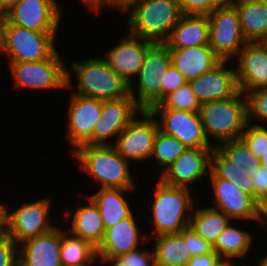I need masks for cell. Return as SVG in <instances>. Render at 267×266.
<instances>
[{
    "instance_id": "6da1fadb",
    "label": "cell",
    "mask_w": 267,
    "mask_h": 266,
    "mask_svg": "<svg viewBox=\"0 0 267 266\" xmlns=\"http://www.w3.org/2000/svg\"><path fill=\"white\" fill-rule=\"evenodd\" d=\"M119 12L128 16V33L161 43L184 15L176 0H132Z\"/></svg>"
},
{
    "instance_id": "7a4b0ae2",
    "label": "cell",
    "mask_w": 267,
    "mask_h": 266,
    "mask_svg": "<svg viewBox=\"0 0 267 266\" xmlns=\"http://www.w3.org/2000/svg\"><path fill=\"white\" fill-rule=\"evenodd\" d=\"M151 198L150 218L151 233H146L147 238H153L164 234H179L189 226L192 211L195 205V197L188 188L169 186L160 179L156 182ZM195 203V204H194Z\"/></svg>"
},
{
    "instance_id": "3957f363",
    "label": "cell",
    "mask_w": 267,
    "mask_h": 266,
    "mask_svg": "<svg viewBox=\"0 0 267 266\" xmlns=\"http://www.w3.org/2000/svg\"><path fill=\"white\" fill-rule=\"evenodd\" d=\"M82 170L100 188L136 189L131 163L125 160L112 145H81L71 154Z\"/></svg>"
},
{
    "instance_id": "277c9868",
    "label": "cell",
    "mask_w": 267,
    "mask_h": 266,
    "mask_svg": "<svg viewBox=\"0 0 267 266\" xmlns=\"http://www.w3.org/2000/svg\"><path fill=\"white\" fill-rule=\"evenodd\" d=\"M199 114L209 142L217 140L214 146L239 139L248 123L245 94L238 91L231 98L204 103Z\"/></svg>"
},
{
    "instance_id": "5b68a950",
    "label": "cell",
    "mask_w": 267,
    "mask_h": 266,
    "mask_svg": "<svg viewBox=\"0 0 267 266\" xmlns=\"http://www.w3.org/2000/svg\"><path fill=\"white\" fill-rule=\"evenodd\" d=\"M77 91L73 94L100 100H116L130 96V84L117 75L103 57H89L71 64Z\"/></svg>"
},
{
    "instance_id": "8992f818",
    "label": "cell",
    "mask_w": 267,
    "mask_h": 266,
    "mask_svg": "<svg viewBox=\"0 0 267 266\" xmlns=\"http://www.w3.org/2000/svg\"><path fill=\"white\" fill-rule=\"evenodd\" d=\"M16 89L73 90L69 67L56 50L49 58L37 62H7ZM72 87V88H71Z\"/></svg>"
},
{
    "instance_id": "52a82bcc",
    "label": "cell",
    "mask_w": 267,
    "mask_h": 266,
    "mask_svg": "<svg viewBox=\"0 0 267 266\" xmlns=\"http://www.w3.org/2000/svg\"><path fill=\"white\" fill-rule=\"evenodd\" d=\"M52 199V196H44L39 200L24 202L12 211L3 204L2 230L16 244L49 232L57 226L50 220Z\"/></svg>"
},
{
    "instance_id": "ba28073f",
    "label": "cell",
    "mask_w": 267,
    "mask_h": 266,
    "mask_svg": "<svg viewBox=\"0 0 267 266\" xmlns=\"http://www.w3.org/2000/svg\"><path fill=\"white\" fill-rule=\"evenodd\" d=\"M57 32H39L11 24H4L0 55L7 62H37L49 58L57 50Z\"/></svg>"
},
{
    "instance_id": "9c48e42d",
    "label": "cell",
    "mask_w": 267,
    "mask_h": 266,
    "mask_svg": "<svg viewBox=\"0 0 267 266\" xmlns=\"http://www.w3.org/2000/svg\"><path fill=\"white\" fill-rule=\"evenodd\" d=\"M170 65L169 47L155 42L147 50L142 67L130 84V95L142 109L149 110L161 101V80Z\"/></svg>"
},
{
    "instance_id": "30bf717a",
    "label": "cell",
    "mask_w": 267,
    "mask_h": 266,
    "mask_svg": "<svg viewBox=\"0 0 267 266\" xmlns=\"http://www.w3.org/2000/svg\"><path fill=\"white\" fill-rule=\"evenodd\" d=\"M210 27L209 46L222 61H233L247 41L244 39L239 13L227 0L207 15Z\"/></svg>"
},
{
    "instance_id": "8fae6325",
    "label": "cell",
    "mask_w": 267,
    "mask_h": 266,
    "mask_svg": "<svg viewBox=\"0 0 267 266\" xmlns=\"http://www.w3.org/2000/svg\"><path fill=\"white\" fill-rule=\"evenodd\" d=\"M137 116L116 140H113L112 145L125 160L131 163L151 160L154 140L159 130L157 120L150 110L142 109Z\"/></svg>"
},
{
    "instance_id": "7c38bea8",
    "label": "cell",
    "mask_w": 267,
    "mask_h": 266,
    "mask_svg": "<svg viewBox=\"0 0 267 266\" xmlns=\"http://www.w3.org/2000/svg\"><path fill=\"white\" fill-rule=\"evenodd\" d=\"M209 179L213 188V200L210 207L222 211L232 221H246L244 224L253 221L254 225H260L261 205L250 195L239 189L232 181L217 178L211 171Z\"/></svg>"
},
{
    "instance_id": "4fadbf2b",
    "label": "cell",
    "mask_w": 267,
    "mask_h": 266,
    "mask_svg": "<svg viewBox=\"0 0 267 266\" xmlns=\"http://www.w3.org/2000/svg\"><path fill=\"white\" fill-rule=\"evenodd\" d=\"M155 116L159 130L174 136L187 148L215 147L209 142L199 112L174 109H149Z\"/></svg>"
},
{
    "instance_id": "5bb4252c",
    "label": "cell",
    "mask_w": 267,
    "mask_h": 266,
    "mask_svg": "<svg viewBox=\"0 0 267 266\" xmlns=\"http://www.w3.org/2000/svg\"><path fill=\"white\" fill-rule=\"evenodd\" d=\"M58 0H19L7 13V20L16 26L39 32H57L64 7Z\"/></svg>"
},
{
    "instance_id": "9a60e30c",
    "label": "cell",
    "mask_w": 267,
    "mask_h": 266,
    "mask_svg": "<svg viewBox=\"0 0 267 266\" xmlns=\"http://www.w3.org/2000/svg\"><path fill=\"white\" fill-rule=\"evenodd\" d=\"M70 94L66 138L72 146L71 153L81 145H93V130L101 116L103 100Z\"/></svg>"
},
{
    "instance_id": "2e32d148",
    "label": "cell",
    "mask_w": 267,
    "mask_h": 266,
    "mask_svg": "<svg viewBox=\"0 0 267 266\" xmlns=\"http://www.w3.org/2000/svg\"><path fill=\"white\" fill-rule=\"evenodd\" d=\"M214 147L186 148L185 151L159 175L163 183L192 189L210 172V155ZM191 186V187H190Z\"/></svg>"
},
{
    "instance_id": "e0dca14e",
    "label": "cell",
    "mask_w": 267,
    "mask_h": 266,
    "mask_svg": "<svg viewBox=\"0 0 267 266\" xmlns=\"http://www.w3.org/2000/svg\"><path fill=\"white\" fill-rule=\"evenodd\" d=\"M141 110L131 95L103 101L101 116L93 130V145H113L112 138L116 140Z\"/></svg>"
},
{
    "instance_id": "ac0fdd59",
    "label": "cell",
    "mask_w": 267,
    "mask_h": 266,
    "mask_svg": "<svg viewBox=\"0 0 267 266\" xmlns=\"http://www.w3.org/2000/svg\"><path fill=\"white\" fill-rule=\"evenodd\" d=\"M126 32V33H125ZM117 45L108 48L103 59L110 68L129 84L135 80L144 61L147 50L155 43L124 31Z\"/></svg>"
},
{
    "instance_id": "d6986e66",
    "label": "cell",
    "mask_w": 267,
    "mask_h": 266,
    "mask_svg": "<svg viewBox=\"0 0 267 266\" xmlns=\"http://www.w3.org/2000/svg\"><path fill=\"white\" fill-rule=\"evenodd\" d=\"M137 212L136 215L133 213L130 217L105 230L104 238L97 248L99 259L114 260L124 253L139 248L148 240L147 235L139 227L141 225H138Z\"/></svg>"
},
{
    "instance_id": "ffe728a7",
    "label": "cell",
    "mask_w": 267,
    "mask_h": 266,
    "mask_svg": "<svg viewBox=\"0 0 267 266\" xmlns=\"http://www.w3.org/2000/svg\"><path fill=\"white\" fill-rule=\"evenodd\" d=\"M234 59L239 91L267 88V49L262 42H247Z\"/></svg>"
},
{
    "instance_id": "44dd1931",
    "label": "cell",
    "mask_w": 267,
    "mask_h": 266,
    "mask_svg": "<svg viewBox=\"0 0 267 266\" xmlns=\"http://www.w3.org/2000/svg\"><path fill=\"white\" fill-rule=\"evenodd\" d=\"M227 64L229 61H221L212 70L188 81L201 105L231 98L239 91L235 67Z\"/></svg>"
},
{
    "instance_id": "7402d4cb",
    "label": "cell",
    "mask_w": 267,
    "mask_h": 266,
    "mask_svg": "<svg viewBox=\"0 0 267 266\" xmlns=\"http://www.w3.org/2000/svg\"><path fill=\"white\" fill-rule=\"evenodd\" d=\"M18 244V266H62L63 227Z\"/></svg>"
},
{
    "instance_id": "603a6c76",
    "label": "cell",
    "mask_w": 267,
    "mask_h": 266,
    "mask_svg": "<svg viewBox=\"0 0 267 266\" xmlns=\"http://www.w3.org/2000/svg\"><path fill=\"white\" fill-rule=\"evenodd\" d=\"M85 198L87 204L84 203V205L76 206L73 214L71 210H67L68 207H65L66 211H64L63 215L66 222L64 223H67V225L71 223L69 224L70 227L68 226L66 228L71 234L84 239L95 248H98L105 234L102 216L93 200L88 195ZM70 217H72V219Z\"/></svg>"
},
{
    "instance_id": "cb8c5ba5",
    "label": "cell",
    "mask_w": 267,
    "mask_h": 266,
    "mask_svg": "<svg viewBox=\"0 0 267 266\" xmlns=\"http://www.w3.org/2000/svg\"><path fill=\"white\" fill-rule=\"evenodd\" d=\"M171 64L187 81L212 70L222 60L209 45L169 49Z\"/></svg>"
},
{
    "instance_id": "d4e9b609",
    "label": "cell",
    "mask_w": 267,
    "mask_h": 266,
    "mask_svg": "<svg viewBox=\"0 0 267 266\" xmlns=\"http://www.w3.org/2000/svg\"><path fill=\"white\" fill-rule=\"evenodd\" d=\"M164 43L169 49L209 45L210 27L207 15L184 14Z\"/></svg>"
},
{
    "instance_id": "484cf974",
    "label": "cell",
    "mask_w": 267,
    "mask_h": 266,
    "mask_svg": "<svg viewBox=\"0 0 267 266\" xmlns=\"http://www.w3.org/2000/svg\"><path fill=\"white\" fill-rule=\"evenodd\" d=\"M132 190L135 189L99 188L89 196L99 208L105 230L136 213L129 199L124 197L125 193Z\"/></svg>"
},
{
    "instance_id": "4316f807",
    "label": "cell",
    "mask_w": 267,
    "mask_h": 266,
    "mask_svg": "<svg viewBox=\"0 0 267 266\" xmlns=\"http://www.w3.org/2000/svg\"><path fill=\"white\" fill-rule=\"evenodd\" d=\"M236 7L240 27L247 42H262L267 38V3L230 0Z\"/></svg>"
},
{
    "instance_id": "83f0119b",
    "label": "cell",
    "mask_w": 267,
    "mask_h": 266,
    "mask_svg": "<svg viewBox=\"0 0 267 266\" xmlns=\"http://www.w3.org/2000/svg\"><path fill=\"white\" fill-rule=\"evenodd\" d=\"M229 224L228 227L218 236L213 246V250L223 259L227 261H242L246 255L250 253L253 244V234L250 231L242 230L244 225L242 222L240 227ZM240 258V259H239Z\"/></svg>"
},
{
    "instance_id": "f1b7e54d",
    "label": "cell",
    "mask_w": 267,
    "mask_h": 266,
    "mask_svg": "<svg viewBox=\"0 0 267 266\" xmlns=\"http://www.w3.org/2000/svg\"><path fill=\"white\" fill-rule=\"evenodd\" d=\"M232 220L222 211L213 207H197L194 206L189 228L196 234L214 246L218 236L224 231Z\"/></svg>"
},
{
    "instance_id": "f546056e",
    "label": "cell",
    "mask_w": 267,
    "mask_h": 266,
    "mask_svg": "<svg viewBox=\"0 0 267 266\" xmlns=\"http://www.w3.org/2000/svg\"><path fill=\"white\" fill-rule=\"evenodd\" d=\"M150 239L153 241L151 245L156 265L187 266L191 256L187 244L179 234H164Z\"/></svg>"
},
{
    "instance_id": "4dcf8cb0",
    "label": "cell",
    "mask_w": 267,
    "mask_h": 266,
    "mask_svg": "<svg viewBox=\"0 0 267 266\" xmlns=\"http://www.w3.org/2000/svg\"><path fill=\"white\" fill-rule=\"evenodd\" d=\"M64 225L61 246L62 266H88L98 259L97 248L91 243L71 234Z\"/></svg>"
},
{
    "instance_id": "1f68e13d",
    "label": "cell",
    "mask_w": 267,
    "mask_h": 266,
    "mask_svg": "<svg viewBox=\"0 0 267 266\" xmlns=\"http://www.w3.org/2000/svg\"><path fill=\"white\" fill-rule=\"evenodd\" d=\"M210 171L217 177L232 181L244 193L255 199L253 179L242 175V167L233 165L215 147L210 155Z\"/></svg>"
},
{
    "instance_id": "d6a6232c",
    "label": "cell",
    "mask_w": 267,
    "mask_h": 266,
    "mask_svg": "<svg viewBox=\"0 0 267 266\" xmlns=\"http://www.w3.org/2000/svg\"><path fill=\"white\" fill-rule=\"evenodd\" d=\"M187 147L174 136H169L158 130L154 140L153 152L151 156L159 164L161 173L165 171L186 149Z\"/></svg>"
},
{
    "instance_id": "836d02e7",
    "label": "cell",
    "mask_w": 267,
    "mask_h": 266,
    "mask_svg": "<svg viewBox=\"0 0 267 266\" xmlns=\"http://www.w3.org/2000/svg\"><path fill=\"white\" fill-rule=\"evenodd\" d=\"M215 148L233 165L244 169L261 167L259 159L241 138L222 142Z\"/></svg>"
},
{
    "instance_id": "e575fe53",
    "label": "cell",
    "mask_w": 267,
    "mask_h": 266,
    "mask_svg": "<svg viewBox=\"0 0 267 266\" xmlns=\"http://www.w3.org/2000/svg\"><path fill=\"white\" fill-rule=\"evenodd\" d=\"M201 104L197 100L189 82L174 92L165 96L158 104L150 109H174L189 112H199Z\"/></svg>"
},
{
    "instance_id": "d590c367",
    "label": "cell",
    "mask_w": 267,
    "mask_h": 266,
    "mask_svg": "<svg viewBox=\"0 0 267 266\" xmlns=\"http://www.w3.org/2000/svg\"><path fill=\"white\" fill-rule=\"evenodd\" d=\"M245 97L248 122L258 126H267V88L248 91Z\"/></svg>"
},
{
    "instance_id": "8d00e7d4",
    "label": "cell",
    "mask_w": 267,
    "mask_h": 266,
    "mask_svg": "<svg viewBox=\"0 0 267 266\" xmlns=\"http://www.w3.org/2000/svg\"><path fill=\"white\" fill-rule=\"evenodd\" d=\"M240 138L258 159L267 152V126L248 122Z\"/></svg>"
},
{
    "instance_id": "74e56055",
    "label": "cell",
    "mask_w": 267,
    "mask_h": 266,
    "mask_svg": "<svg viewBox=\"0 0 267 266\" xmlns=\"http://www.w3.org/2000/svg\"><path fill=\"white\" fill-rule=\"evenodd\" d=\"M150 240L148 239L143 246H140L137 249L131 250L127 253H124L118 257H116L114 260L120 265V266H156L155 262V256L152 245V250L149 249V247L146 249V246Z\"/></svg>"
},
{
    "instance_id": "f35d334b",
    "label": "cell",
    "mask_w": 267,
    "mask_h": 266,
    "mask_svg": "<svg viewBox=\"0 0 267 266\" xmlns=\"http://www.w3.org/2000/svg\"><path fill=\"white\" fill-rule=\"evenodd\" d=\"M242 175L251 177L255 187V200L262 205L267 200V168H242Z\"/></svg>"
},
{
    "instance_id": "ab89813d",
    "label": "cell",
    "mask_w": 267,
    "mask_h": 266,
    "mask_svg": "<svg viewBox=\"0 0 267 266\" xmlns=\"http://www.w3.org/2000/svg\"><path fill=\"white\" fill-rule=\"evenodd\" d=\"M183 14L208 15L227 0H176Z\"/></svg>"
},
{
    "instance_id": "60d3db41",
    "label": "cell",
    "mask_w": 267,
    "mask_h": 266,
    "mask_svg": "<svg viewBox=\"0 0 267 266\" xmlns=\"http://www.w3.org/2000/svg\"><path fill=\"white\" fill-rule=\"evenodd\" d=\"M179 235L187 244L190 256L204 255L213 251V246L196 234L189 226L182 230Z\"/></svg>"
},
{
    "instance_id": "b9f144b4",
    "label": "cell",
    "mask_w": 267,
    "mask_h": 266,
    "mask_svg": "<svg viewBox=\"0 0 267 266\" xmlns=\"http://www.w3.org/2000/svg\"><path fill=\"white\" fill-rule=\"evenodd\" d=\"M0 266H18V244L0 232Z\"/></svg>"
},
{
    "instance_id": "7bdbcfd3",
    "label": "cell",
    "mask_w": 267,
    "mask_h": 266,
    "mask_svg": "<svg viewBox=\"0 0 267 266\" xmlns=\"http://www.w3.org/2000/svg\"><path fill=\"white\" fill-rule=\"evenodd\" d=\"M161 81V100L169 93L176 91L186 82H188L182 73L172 64L167 69L165 75H163V79Z\"/></svg>"
},
{
    "instance_id": "ee69618b",
    "label": "cell",
    "mask_w": 267,
    "mask_h": 266,
    "mask_svg": "<svg viewBox=\"0 0 267 266\" xmlns=\"http://www.w3.org/2000/svg\"><path fill=\"white\" fill-rule=\"evenodd\" d=\"M223 259L213 250L211 253L191 257L187 266H218Z\"/></svg>"
},
{
    "instance_id": "f6af8a7d",
    "label": "cell",
    "mask_w": 267,
    "mask_h": 266,
    "mask_svg": "<svg viewBox=\"0 0 267 266\" xmlns=\"http://www.w3.org/2000/svg\"><path fill=\"white\" fill-rule=\"evenodd\" d=\"M84 2L85 6H87V9H92V13L95 12V14H100V11H102V7L105 5L106 7L115 9L116 7V0H81Z\"/></svg>"
},
{
    "instance_id": "bcb514c9",
    "label": "cell",
    "mask_w": 267,
    "mask_h": 266,
    "mask_svg": "<svg viewBox=\"0 0 267 266\" xmlns=\"http://www.w3.org/2000/svg\"><path fill=\"white\" fill-rule=\"evenodd\" d=\"M261 226L263 228V231L266 232L267 235V200L261 205V220L259 228H261Z\"/></svg>"
},
{
    "instance_id": "7dc6e473",
    "label": "cell",
    "mask_w": 267,
    "mask_h": 266,
    "mask_svg": "<svg viewBox=\"0 0 267 266\" xmlns=\"http://www.w3.org/2000/svg\"><path fill=\"white\" fill-rule=\"evenodd\" d=\"M19 0H0V9L7 13Z\"/></svg>"
},
{
    "instance_id": "c3c4849f",
    "label": "cell",
    "mask_w": 267,
    "mask_h": 266,
    "mask_svg": "<svg viewBox=\"0 0 267 266\" xmlns=\"http://www.w3.org/2000/svg\"><path fill=\"white\" fill-rule=\"evenodd\" d=\"M6 13L0 9V44L2 41V37H3V31H4V24L6 21Z\"/></svg>"
},
{
    "instance_id": "681fc988",
    "label": "cell",
    "mask_w": 267,
    "mask_h": 266,
    "mask_svg": "<svg viewBox=\"0 0 267 266\" xmlns=\"http://www.w3.org/2000/svg\"><path fill=\"white\" fill-rule=\"evenodd\" d=\"M130 1H132V0H116L115 9L120 11Z\"/></svg>"
},
{
    "instance_id": "f907efd6",
    "label": "cell",
    "mask_w": 267,
    "mask_h": 266,
    "mask_svg": "<svg viewBox=\"0 0 267 266\" xmlns=\"http://www.w3.org/2000/svg\"><path fill=\"white\" fill-rule=\"evenodd\" d=\"M239 261L235 262L234 261H227V260H223L220 265L218 266H240L241 264L238 263ZM237 263V264H236ZM239 264V265H238ZM242 266H245V264H243Z\"/></svg>"
},
{
    "instance_id": "816d5d0a",
    "label": "cell",
    "mask_w": 267,
    "mask_h": 266,
    "mask_svg": "<svg viewBox=\"0 0 267 266\" xmlns=\"http://www.w3.org/2000/svg\"><path fill=\"white\" fill-rule=\"evenodd\" d=\"M261 167L267 168V152H265L262 157L259 159Z\"/></svg>"
},
{
    "instance_id": "f5cc1de1",
    "label": "cell",
    "mask_w": 267,
    "mask_h": 266,
    "mask_svg": "<svg viewBox=\"0 0 267 266\" xmlns=\"http://www.w3.org/2000/svg\"><path fill=\"white\" fill-rule=\"evenodd\" d=\"M101 264H102V266H106L104 260H101L98 258L97 260H95L93 263H91L88 266H96V265L101 266Z\"/></svg>"
},
{
    "instance_id": "db71d44e",
    "label": "cell",
    "mask_w": 267,
    "mask_h": 266,
    "mask_svg": "<svg viewBox=\"0 0 267 266\" xmlns=\"http://www.w3.org/2000/svg\"><path fill=\"white\" fill-rule=\"evenodd\" d=\"M257 266H267V258L265 256L260 258V260L257 261Z\"/></svg>"
},
{
    "instance_id": "11a10c76",
    "label": "cell",
    "mask_w": 267,
    "mask_h": 266,
    "mask_svg": "<svg viewBox=\"0 0 267 266\" xmlns=\"http://www.w3.org/2000/svg\"><path fill=\"white\" fill-rule=\"evenodd\" d=\"M106 266H120L115 260L104 261Z\"/></svg>"
},
{
    "instance_id": "9f6ffc18",
    "label": "cell",
    "mask_w": 267,
    "mask_h": 266,
    "mask_svg": "<svg viewBox=\"0 0 267 266\" xmlns=\"http://www.w3.org/2000/svg\"><path fill=\"white\" fill-rule=\"evenodd\" d=\"M2 211H3V204L0 203V232L2 231V220H3Z\"/></svg>"
},
{
    "instance_id": "6f0895ef",
    "label": "cell",
    "mask_w": 267,
    "mask_h": 266,
    "mask_svg": "<svg viewBox=\"0 0 267 266\" xmlns=\"http://www.w3.org/2000/svg\"><path fill=\"white\" fill-rule=\"evenodd\" d=\"M251 2H262V3H267V0H249Z\"/></svg>"
},
{
    "instance_id": "680465c9",
    "label": "cell",
    "mask_w": 267,
    "mask_h": 266,
    "mask_svg": "<svg viewBox=\"0 0 267 266\" xmlns=\"http://www.w3.org/2000/svg\"><path fill=\"white\" fill-rule=\"evenodd\" d=\"M262 43H263V45L266 47V49H267V38L266 39H264L263 41H262Z\"/></svg>"
}]
</instances>
